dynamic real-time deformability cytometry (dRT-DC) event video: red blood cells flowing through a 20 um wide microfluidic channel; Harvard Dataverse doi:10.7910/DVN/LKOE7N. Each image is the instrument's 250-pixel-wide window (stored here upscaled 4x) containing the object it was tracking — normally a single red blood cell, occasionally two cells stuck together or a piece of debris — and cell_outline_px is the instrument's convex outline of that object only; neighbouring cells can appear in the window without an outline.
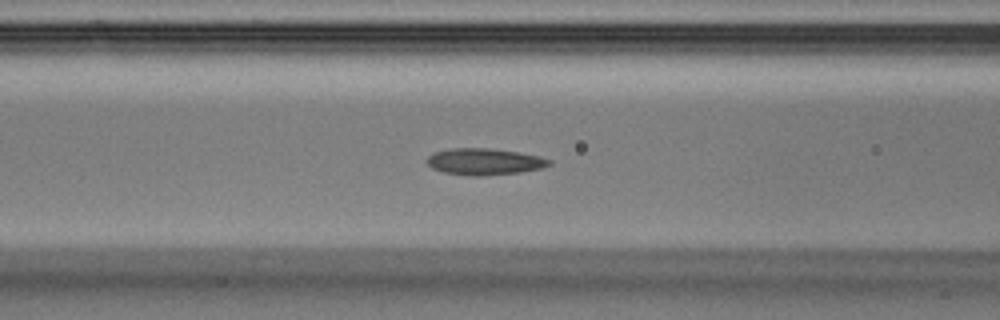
{"species": "Egyptian fruit bat (a non-hibernating species)", "species_latin": "Rousettus aegyptiacus", "temperature_condition": "warm", "stored_images_in_passage": 38, "camera_frame_rate_fps": 3000, "um_per_image_px": 0.085, "animal": {"sex": "male"}, "frame": {"image": 1, "passage_image": 15, "time_ms": 4.667, "image_size_px": [1000, 320], "cell_outline_px": [[552, 164], [544, 168], [520, 172], [480, 176], [472, 176], [444, 172], [432, 168], [424, 160], [428, 156], [436, 152], [452, 148], [488, 148], [516, 152], [540, 156], [552, 160]], "centroid_in_image_um": [41.2, 13.74], "position_along_channel_um": 125.4, "area_um2": 18.9}}
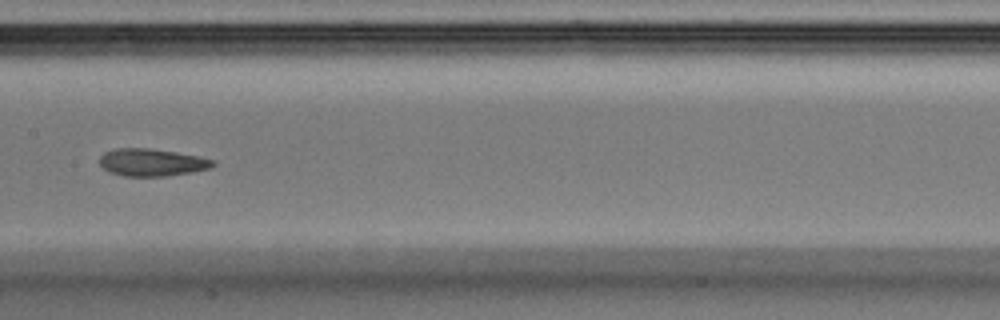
{"frame": {"image": 2, "passage_image": 19, "time_ms": 6.0, "image_size_px": [1000, 320], "cell_outline_px": [[216, 164], [212, 168], [192, 172], [168, 176], [124, 176], [108, 172], [100, 164], [100, 156], [104, 152], [116, 148], [152, 148], [200, 156], [216, 160]], "centroid_in_image_um": [12.95, 13.8], "position_along_channel_um": 194.5, "area_um2": 18.38}}
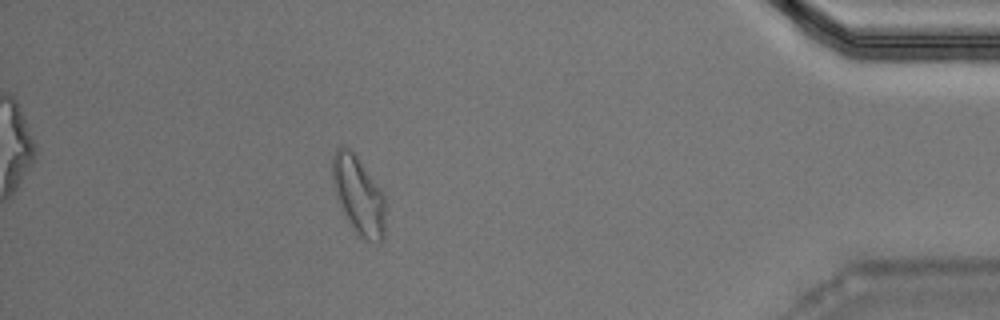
{"frame": {"image": 3, "passage_image": 34, "time_ms": 11.0, "image_size_px": [1000, 320], "cell_outline_px": [[384, 240], [380, 244], [368, 240], [360, 236], [352, 228], [336, 200], [332, 184], [332, 156], [336, 148], [348, 148], [356, 156], [380, 188], [384, 196]], "centroid_in_image_um": [30.45, 16.63], "position_along_channel_um": 404.8, "area_um2": 24.04}}